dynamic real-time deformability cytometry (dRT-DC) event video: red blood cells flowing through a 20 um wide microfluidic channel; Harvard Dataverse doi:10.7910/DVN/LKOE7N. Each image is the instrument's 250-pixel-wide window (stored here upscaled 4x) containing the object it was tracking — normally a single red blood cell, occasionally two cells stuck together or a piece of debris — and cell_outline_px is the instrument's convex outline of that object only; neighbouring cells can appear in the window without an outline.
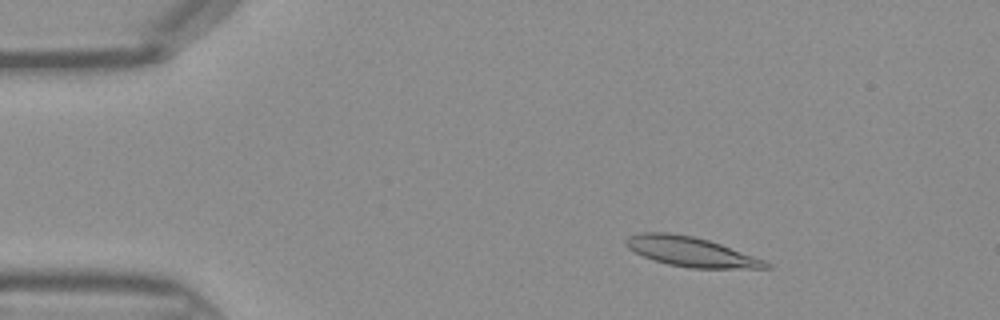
{"species": "Egyptian fruit bat (a non-hibernating species)", "species_latin": "Rousettus aegyptiacus", "temperature_condition": "warm", "stored_images_in_passage": 44, "camera_frame_rate_fps": 3000, "um_per_image_px": 0.085, "frame": {"image": 1, "passage_image": 6, "time_ms": 1.667, "image_size_px": [1000, 320], "cell_outline_px": [[772, 268], [692, 268], [668, 264], [644, 256], [628, 248], [624, 244], [624, 240], [628, 236], [640, 232], [668, 232], [692, 236], [708, 240], [720, 244], [764, 260], [772, 264]], "centroid_in_image_um": [58.7, 21.39], "position_along_channel_um": 26.3, "area_um2": 23.93}}
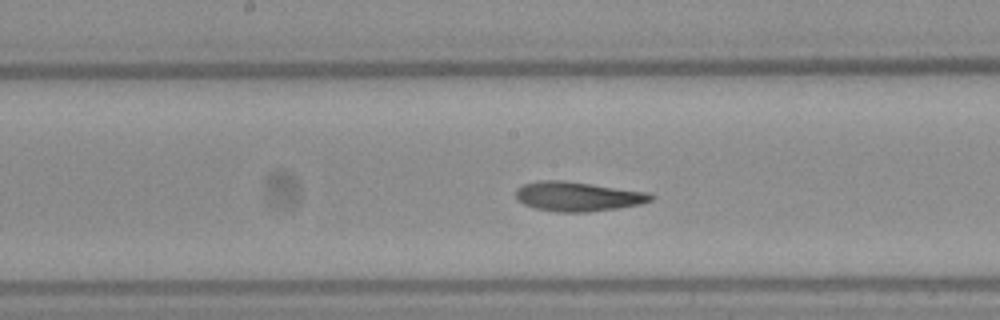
{"frame": {"image": 2, "passage_image": 22, "time_ms": 7.0, "image_size_px": [1000, 320], "cell_outline_px": [[656, 196], [652, 200], [640, 204], [616, 208], [588, 212], [556, 212], [536, 208], [524, 204], [516, 200], [516, 188], [524, 184], [540, 180], [564, 180], [648, 192]], "centroid_in_image_um": [49.1, 16.69], "position_along_channel_um": 199.1, "area_um2": 23.24}}
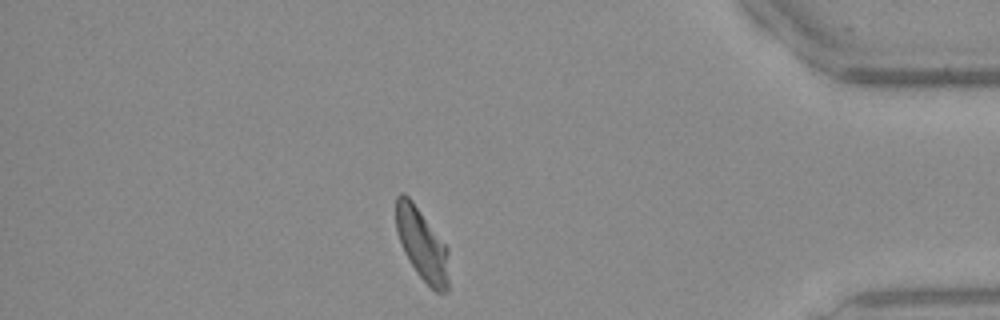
{"frame": {"image": 3, "passage_image": 38, "time_ms": 12.333, "image_size_px": [1000, 320], "cell_outline_px": [[448, 288], [444, 292], [436, 292], [416, 272], [408, 260], [404, 252], [396, 232], [396, 196], [400, 192], [404, 192], [412, 200], [448, 248]], "centroid_in_image_um": [35.85, 20.75], "position_along_channel_um": 399.4, "area_um2": 22.02}}